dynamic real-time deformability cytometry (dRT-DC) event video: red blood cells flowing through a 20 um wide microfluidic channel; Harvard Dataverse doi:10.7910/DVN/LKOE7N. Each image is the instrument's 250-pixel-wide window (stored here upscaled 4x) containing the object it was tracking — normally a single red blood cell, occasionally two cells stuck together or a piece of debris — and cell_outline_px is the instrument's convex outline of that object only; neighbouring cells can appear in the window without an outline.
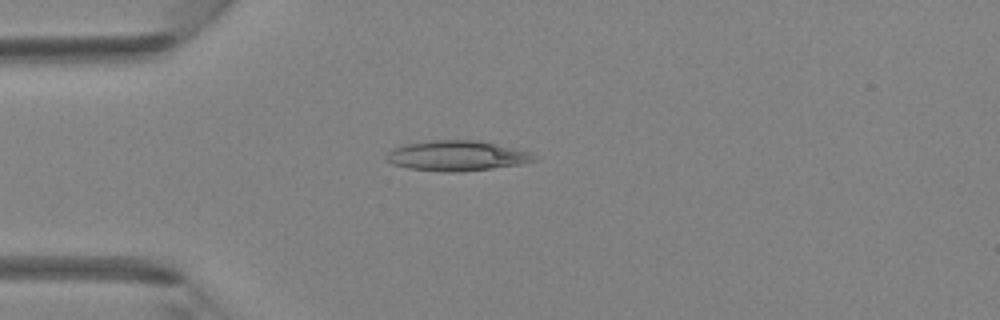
{"species": "Egyptian fruit bat (a non-hibernating species)", "species_latin": "Rousettus aegyptiacus", "temperature_condition": "room temperature", "stored_images_in_passage": 44, "camera_frame_rate_fps": 3000, "um_per_image_px": 0.085, "animal": {"sex": "female"}, "frame": {"image": 1, "passage_image": 12, "time_ms": 3.667, "image_size_px": [1000, 320], "cell_outline_px": [[540, 160], [520, 164], [492, 168], [460, 172], [444, 172], [408, 168], [392, 164], [384, 160], [384, 156], [392, 148], [404, 144], [432, 140], [476, 140], [496, 144], [532, 152]], "centroid_in_image_um": [38.81, 13.24], "position_along_channel_um": 46.2, "area_um2": 26.24}}
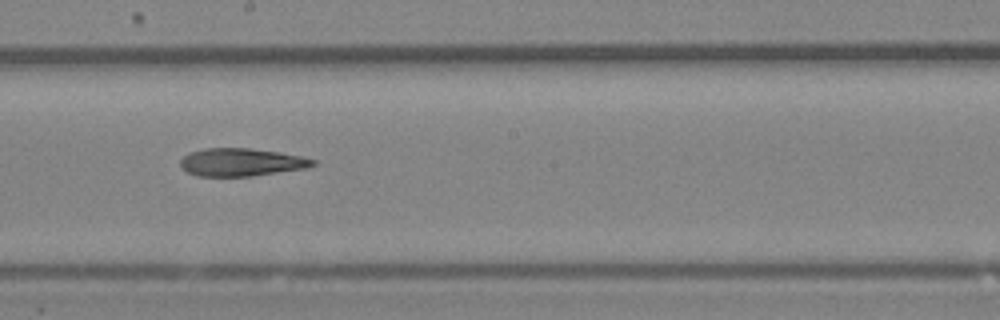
{"frame": {"image": 2, "passage_image": 25, "time_ms": 8.0, "image_size_px": [1000, 320], "cell_outline_px": [[316, 164], [308, 168], [252, 176], [200, 176], [188, 172], [180, 168], [180, 160], [188, 152], [204, 148], [252, 148], [280, 152], [304, 156], [316, 160]], "centroid_in_image_um": [20.53, 13.78], "position_along_channel_um": 227.7, "area_um2": 21.79}}
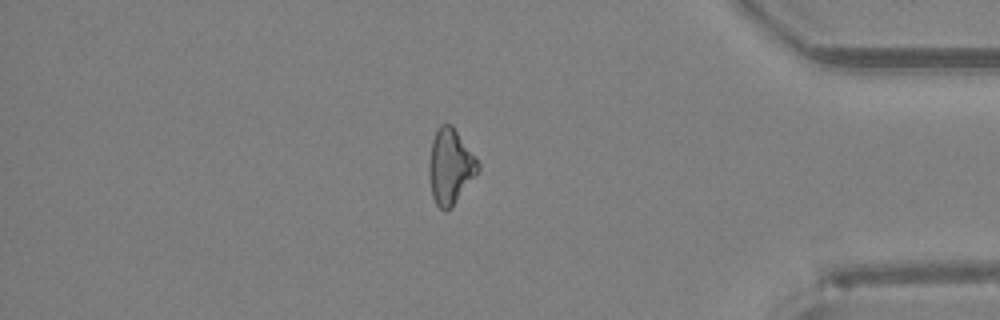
{"frame": {"image": 3, "passage_image": 38, "time_ms": 12.333, "image_size_px": [1000, 320], "cell_outline_px": [[480, 168], [452, 208], [444, 212], [436, 204], [432, 196], [428, 176], [428, 164], [432, 140], [436, 128], [440, 124], [452, 124], [480, 164]], "centroid_in_image_um": [38.24, 14.16], "position_along_channel_um": 397.0, "area_um2": 21.56}}